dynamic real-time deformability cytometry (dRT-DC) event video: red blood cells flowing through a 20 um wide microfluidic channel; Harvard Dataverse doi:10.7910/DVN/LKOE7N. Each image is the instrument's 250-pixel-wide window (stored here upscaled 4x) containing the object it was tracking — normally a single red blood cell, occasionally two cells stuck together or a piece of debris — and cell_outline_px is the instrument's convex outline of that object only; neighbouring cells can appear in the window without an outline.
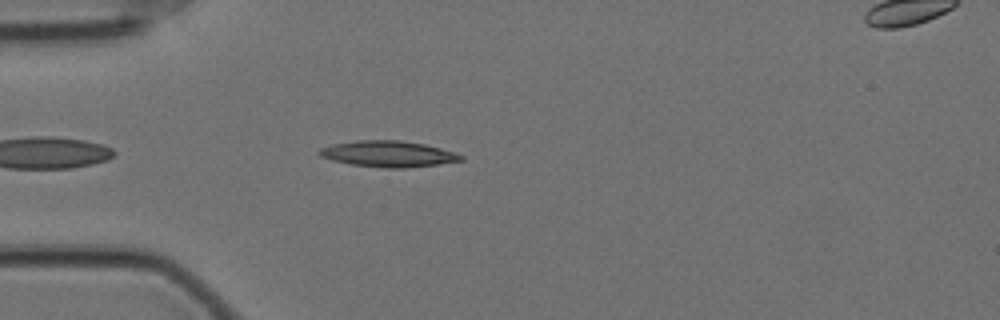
{"species": "Egyptian fruit bat (a non-hibernating species)", "species_latin": "Rousettus aegyptiacus", "temperature_condition": "cold", "stored_images_in_passage": 45, "camera_frame_rate_fps": 3000, "um_per_image_px": 0.085, "animal": {"sex": "female"}, "frame": {"image": 1, "passage_image": 4, "time_ms": 1.0, "image_size_px": [1000, 320], "cell_outline_px": [[464, 160], [436, 164], [404, 168], [388, 168], [352, 164], [332, 160], [320, 156], [316, 152], [320, 148], [332, 144], [356, 140], [400, 140], [424, 144], [456, 152], [464, 156]], "centroid_in_image_um": [32.99, 13.07], "position_along_channel_um": 52.0, "area_um2": 21.44}}
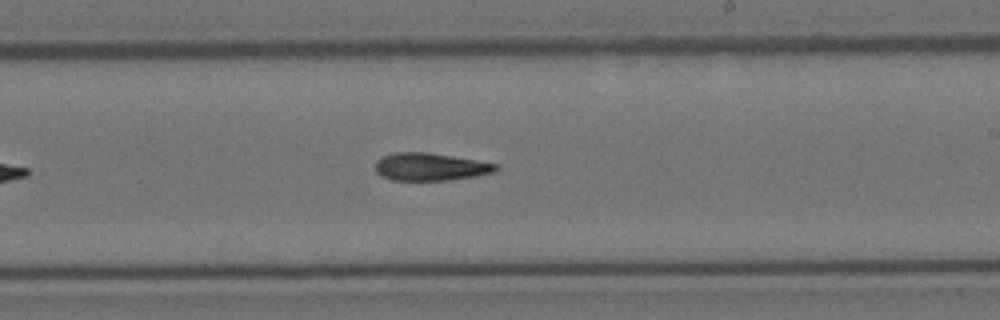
{"frame": {"image": 2, "passage_image": 22, "time_ms": 7.0, "image_size_px": [1000, 320], "cell_outline_px": [[500, 168], [496, 172], [448, 180], [392, 180], [380, 176], [376, 172], [376, 160], [384, 156], [396, 152], [428, 152], [500, 164]], "centroid_in_image_um": [36.59, 14.17], "position_along_channel_um": 252.4, "area_um2": 19.42}}
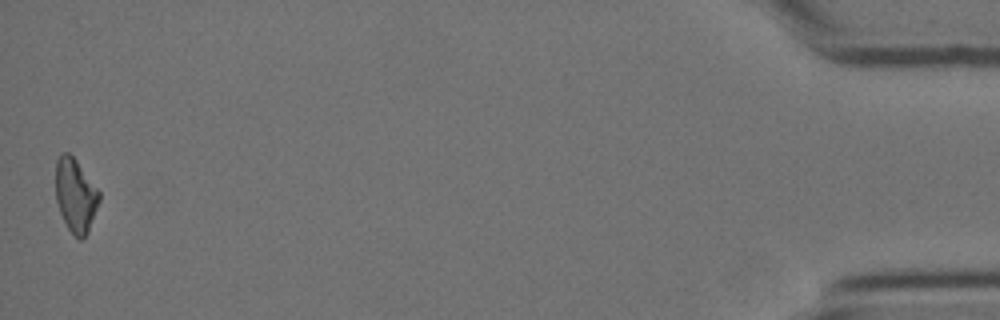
{"frame": {"image": 3, "passage_image": 45, "time_ms": 14.667, "image_size_px": [1000, 320], "cell_outline_px": [[100, 200], [88, 232], [80, 240], [68, 228], [60, 212], [56, 200], [56, 160], [60, 152], [68, 152], [76, 160], [100, 192]], "centroid_in_image_um": [6.41, 16.58], "position_along_channel_um": 428.8, "area_um2": 18.5}}